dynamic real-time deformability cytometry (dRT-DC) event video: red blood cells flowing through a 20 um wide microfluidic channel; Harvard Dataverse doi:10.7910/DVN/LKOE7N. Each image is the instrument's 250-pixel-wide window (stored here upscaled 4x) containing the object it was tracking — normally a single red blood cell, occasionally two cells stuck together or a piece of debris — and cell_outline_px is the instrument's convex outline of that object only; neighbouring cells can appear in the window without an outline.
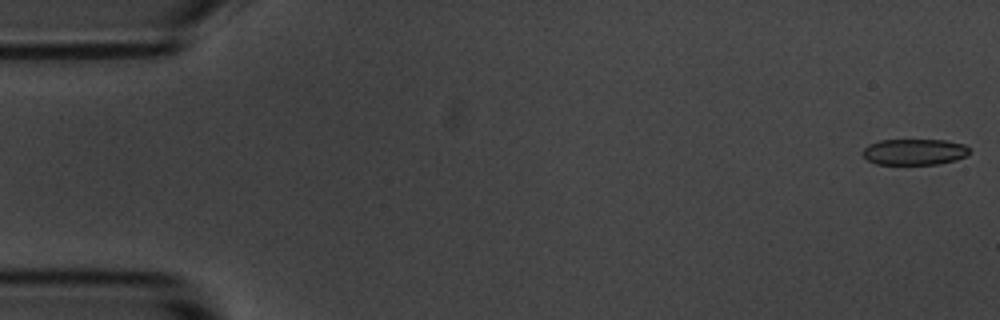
{"species": "common noctule bat (a hibernating species)", "species_latin": "Nyctalus noctula", "temperature_condition": "room temperature", "stored_images_in_passage": 55, "camera_frame_rate_fps": 3000, "um_per_image_px": 0.085, "animal": {"sex": "male", "body_mass_g": 20.1, "forearm_length_mm": 53.5}, "frame": {"image": 1, "passage_image": 1, "time_ms": 0.0, "image_size_px": [1000, 320], "cell_outline_px": [[968, 152], [964, 156], [956, 160], [936, 164], [876, 164], [868, 160], [860, 152], [868, 144], [880, 140], [944, 140], [964, 144], [968, 148]], "centroid_in_image_um": [77.67, 12.9], "position_along_channel_um": 7.3, "area_um2": 16.13}}
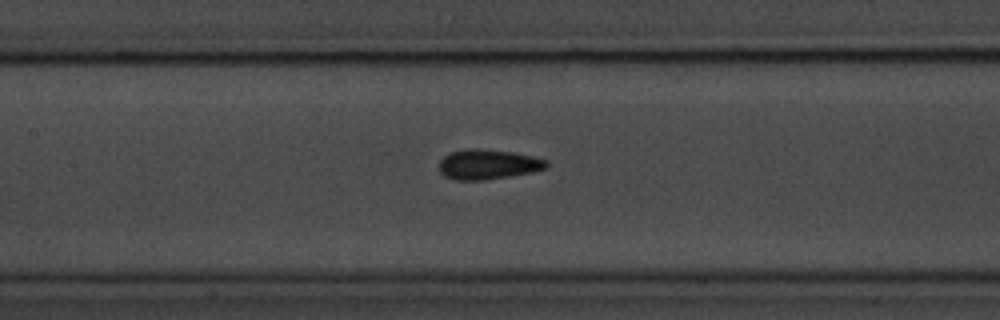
{"frame": {"image": 2, "passage_image": 25, "time_ms": 8.0, "image_size_px": [1000, 320], "cell_outline_px": [[548, 164], [544, 168], [532, 172], [484, 180], [456, 180], [444, 176], [440, 172], [440, 160], [444, 156], [452, 152], [464, 148], [476, 148], [516, 152], [548, 160]], "centroid_in_image_um": [41.47, 13.96], "position_along_channel_um": 165.9, "area_um2": 18.73}}
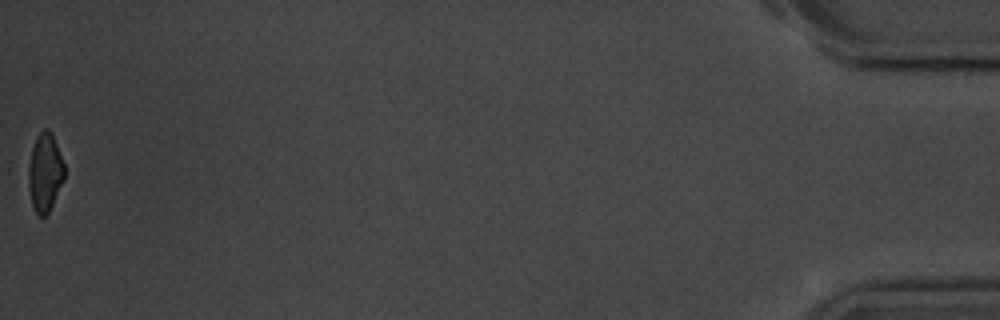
{"frame": {"image": 3, "passage_image": 55, "time_ms": 18.0, "image_size_px": [1000, 320], "cell_outline_px": [[64, 180], [48, 212], [44, 216], [40, 216], [36, 212], [32, 204], [28, 188], [28, 164], [32, 148], [36, 136], [44, 128], [48, 128], [52, 132], [64, 164]], "centroid_in_image_um": [3.81, 14.61], "position_along_channel_um": 431.4, "area_um2": 16.42}, "authors_computed_cell_mechanics": {"area_um2": 17.918, "velocity_mm_per_s": 3.6485, "shape_relaxation_time_tau1_ms": 3.2632, "shape_relaxation_time_tau2_ms": 3.5954, "deformation_change_tau1": 0.0851, "deformation_change_tau2": 0.0795}}